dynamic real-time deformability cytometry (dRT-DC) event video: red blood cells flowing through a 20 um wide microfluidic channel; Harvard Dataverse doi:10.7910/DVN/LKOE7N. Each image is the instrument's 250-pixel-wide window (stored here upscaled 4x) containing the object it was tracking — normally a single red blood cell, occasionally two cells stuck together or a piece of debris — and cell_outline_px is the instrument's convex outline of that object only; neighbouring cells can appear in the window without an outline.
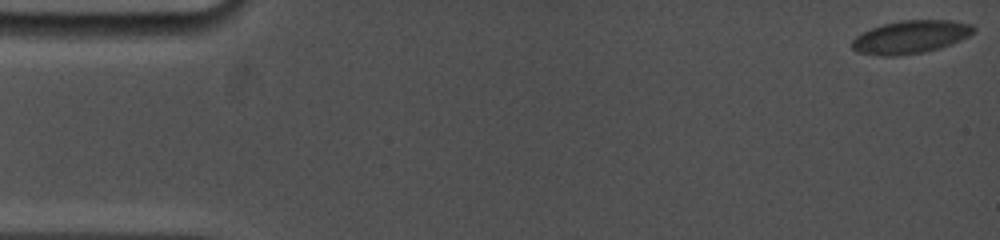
{"species": "common noctule bat (a hibernating species)", "species_latin": "Nyctalus noctula", "temperature_condition": "cold", "stored_images_in_passage": 26, "camera_frame_rate_fps": 5000, "um_per_image_px": 0.085, "animal": {"sex": "female", "body_mass_g": 19.0, "forearm_length_mm": 53.3}, "frame": {"image": 1, "passage_image": 1, "time_ms": 0.0, "image_size_px": [1000, 240], "cell_outline_px": [[976, 32], [960, 40], [940, 48], [924, 52], [896, 56], [880, 56], [856, 52], [852, 48], [852, 40], [856, 36], [872, 28], [884, 24], [900, 20], [952, 20], [972, 24], [976, 28]], "centroid_in_image_um": [77.42, 3.14], "position_along_channel_um": 7.6, "area_um2": 23.47}}
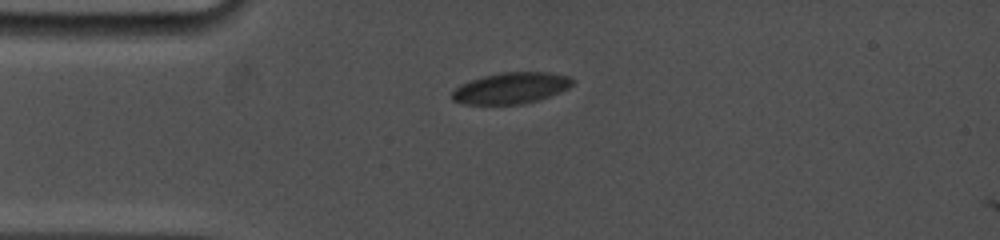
{"frame": {"image": 2, "passage_image": 22, "time_ms": 4.2, "image_size_px": [1000, 240], "cell_outline_px": [[576, 80], [568, 88], [560, 92], [524, 104], [464, 104], [452, 100], [452, 92], [460, 84], [484, 76], [500, 72], [548, 72], [572, 76]], "centroid_in_image_um": [43.46, 7.48], "position_along_channel_um": 41.5, "area_um2": 21.91}}